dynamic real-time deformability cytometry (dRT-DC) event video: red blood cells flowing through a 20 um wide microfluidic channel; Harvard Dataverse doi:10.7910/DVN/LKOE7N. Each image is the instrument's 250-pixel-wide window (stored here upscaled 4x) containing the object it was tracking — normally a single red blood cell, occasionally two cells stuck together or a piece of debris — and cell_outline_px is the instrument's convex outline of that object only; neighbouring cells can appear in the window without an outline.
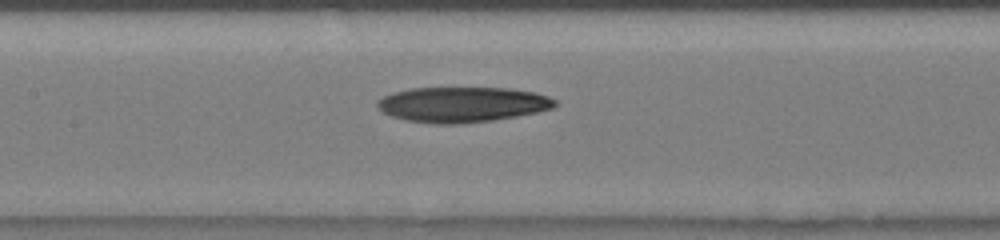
{"species": "human", "species_latin": "Homo sapiens", "temperature_condition": "room temperature", "stored_images_in_passage": 18, "camera_frame_rate_fps": 3000, "um_per_image_px": 0.085, "donor": {"sex": "male"}, "frame": {"image": 1, "passage_image": 13, "time_ms": 7.333, "image_size_px": [1000, 240], "cell_outline_px": [[556, 104], [552, 108], [536, 112], [516, 116], [492, 120], [456, 124], [440, 124], [404, 120], [392, 116], [376, 108], [376, 100], [384, 96], [396, 92], [412, 88], [508, 88], [536, 92], [548, 96], [556, 100]], "centroid_in_image_um": [39.28, 8.88], "position_along_channel_um": 168.1, "area_um2": 36.41}}